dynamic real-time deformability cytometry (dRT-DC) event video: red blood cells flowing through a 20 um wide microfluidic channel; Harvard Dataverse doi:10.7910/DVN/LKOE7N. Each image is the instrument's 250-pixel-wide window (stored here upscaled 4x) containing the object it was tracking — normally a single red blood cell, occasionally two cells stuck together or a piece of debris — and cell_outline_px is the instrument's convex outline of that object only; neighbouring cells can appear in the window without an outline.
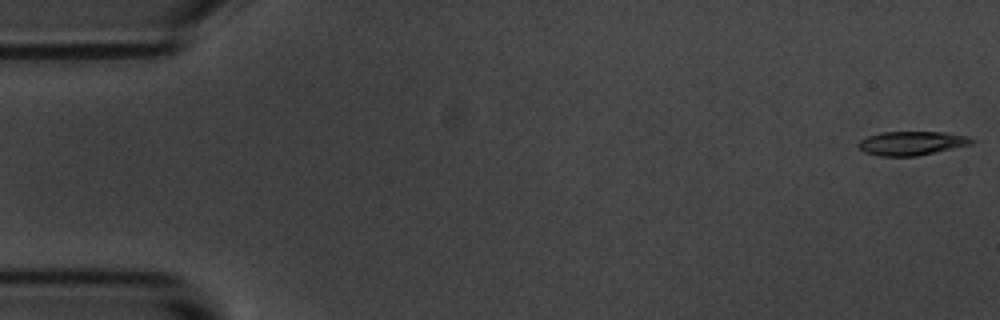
{"species": "common noctule bat (a hibernating species)", "species_latin": "Nyctalus noctula", "temperature_condition": "room temperature", "stored_images_in_passage": 5, "camera_frame_rate_fps": 3000, "um_per_image_px": 0.085, "animal": {"sex": "male", "body_mass_g": 20.1, "forearm_length_mm": 53.5}, "frame": {"image": 1, "passage_image": 1, "time_ms": 0.0, "image_size_px": [1000, 320], "cell_outline_px": [[976, 140], [972, 144], [916, 156], [880, 156], [864, 152], [856, 144], [860, 140], [868, 136], [884, 132], [944, 132], [968, 136]], "centroid_in_image_um": [77.5, 12.17], "position_along_channel_um": 7.5, "area_um2": 15.72}}
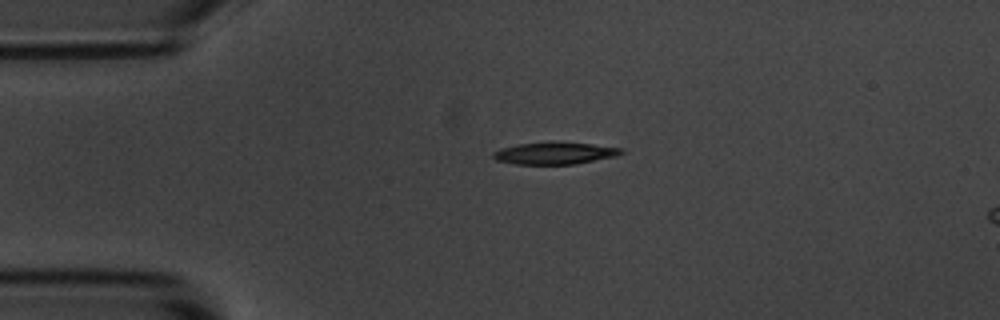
{"frame": {"image": 2, "passage_image": 4, "time_ms": 3.667, "image_size_px": [1000, 320], "cell_outline_px": [[624, 152], [616, 156], [576, 164], [512, 164], [496, 160], [492, 156], [492, 152], [500, 148], [516, 144], [556, 140], [592, 144], [624, 148]], "centroid_in_image_um": [47.14, 13.0], "position_along_channel_um": 37.9, "area_um2": 16.99}}